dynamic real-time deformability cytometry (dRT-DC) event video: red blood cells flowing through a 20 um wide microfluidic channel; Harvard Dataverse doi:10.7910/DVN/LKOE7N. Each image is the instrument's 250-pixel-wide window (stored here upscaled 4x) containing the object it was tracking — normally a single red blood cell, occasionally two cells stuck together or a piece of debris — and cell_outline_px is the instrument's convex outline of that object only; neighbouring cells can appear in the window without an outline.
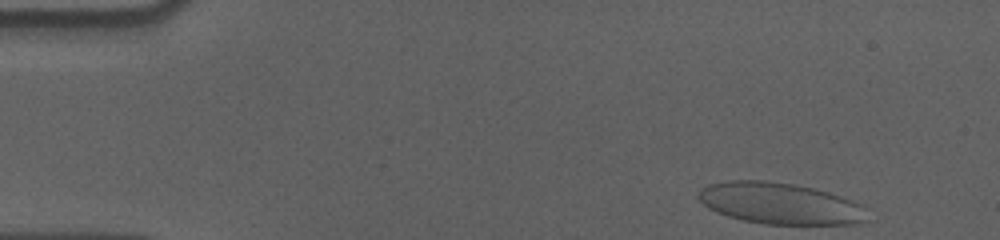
{"species": "human", "species_latin": "Homo sapiens", "temperature_condition": "cold", "stored_images_in_passage": 45, "camera_frame_rate_fps": 3000, "um_per_image_px": 0.085, "donor": {"sex": "male"}, "frame": {"image": 1, "passage_image": 1, "time_ms": 0.0, "image_size_px": [1000, 240], "cell_outline_px": [[868, 220], [860, 224], [764, 224], [744, 220], [728, 216], [716, 212], [708, 208], [696, 196], [708, 184], [728, 180], [764, 180], [792, 184], [812, 188], [828, 192], [840, 196], [860, 204]], "centroid_in_image_um": [66.28, 17.29], "position_along_channel_um": 18.7, "area_um2": 40.46}}
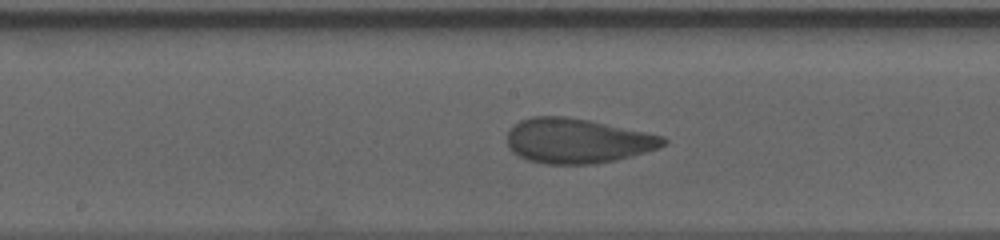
{"frame": {"image": 2, "passage_image": 25, "time_ms": 8.0, "image_size_px": [1000, 240], "cell_outline_px": [[668, 140], [660, 148], [632, 156], [616, 160], [592, 164], [548, 164], [528, 160], [512, 152], [508, 148], [508, 132], [512, 124], [520, 120], [532, 116], [564, 116], [588, 120], [664, 136]], "centroid_in_image_um": [49.06, 11.97], "position_along_channel_um": 199.1, "area_um2": 40.81}}
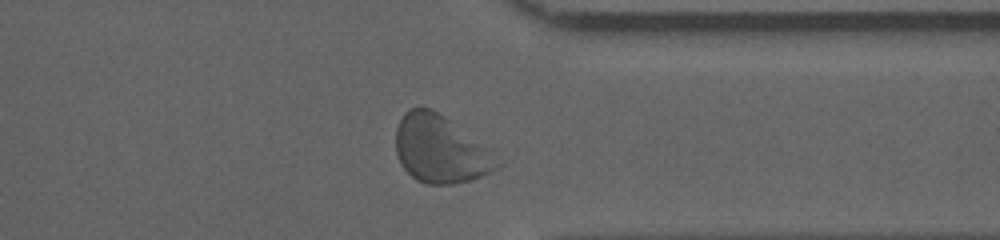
{"frame": {"image": 3, "passage_image": 40, "time_ms": 13.0, "image_size_px": [1000, 240], "cell_outline_px": [[504, 164], [500, 168], [492, 172], [468, 180], [452, 184], [424, 184], [416, 180], [400, 164], [396, 152], [396, 128], [404, 112], [408, 108], [432, 108], [496, 148]], "centroid_in_image_um": [37.56, 12.67], "position_along_channel_um": 373.8, "area_um2": 41.33}, "authors_computed_cell_mechanics": {"area_um2": 40.46, "velocity_mm_per_s": 3.5439, "shape_relaxation_time_tau1_ms": 4.0766, "shape_relaxation_time_tau2_ms": 0.9391, "deformation_change_tau1": 0.1469, "deformation_change_tau2": 0.0642}}